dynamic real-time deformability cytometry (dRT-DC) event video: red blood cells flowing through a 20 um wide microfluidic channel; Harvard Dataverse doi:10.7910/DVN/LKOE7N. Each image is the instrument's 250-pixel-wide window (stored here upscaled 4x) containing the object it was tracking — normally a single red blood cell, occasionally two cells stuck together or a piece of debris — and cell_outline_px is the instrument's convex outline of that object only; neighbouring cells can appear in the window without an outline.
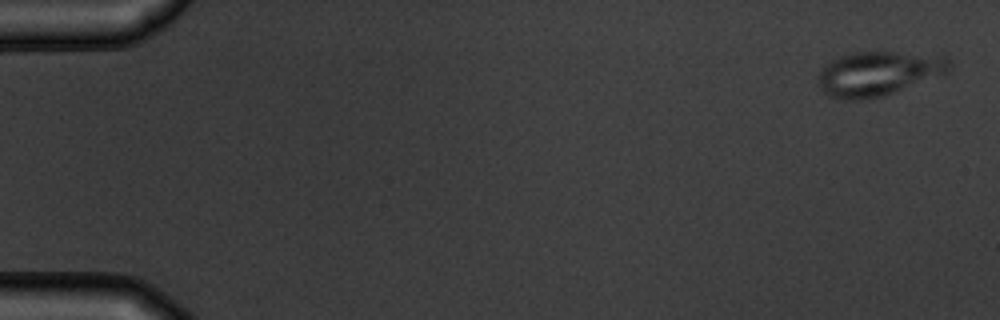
{"species": "common noctule bat (a hibernating species)", "species_latin": "Nyctalus noctula", "temperature_condition": "warm", "stored_images_in_passage": 5, "camera_frame_rate_fps": 3000, "um_per_image_px": 0.085, "animal": {"sex": "male", "body_mass_g": 19.5, "forearm_length_mm": 54.6}, "frame": {"image": 1, "passage_image": 1, "time_ms": 0.0, "image_size_px": [1000, 320], "cell_outline_px": [[952, 64], [944, 72], [884, 96], [860, 100], [844, 100], [828, 96], [824, 92], [816, 80], [816, 76], [820, 68], [832, 60], [840, 56], [852, 52], [892, 52], [948, 56]], "centroid_in_image_um": [74.56, 6.25], "position_along_channel_um": 10.4, "area_um2": 33.64}}